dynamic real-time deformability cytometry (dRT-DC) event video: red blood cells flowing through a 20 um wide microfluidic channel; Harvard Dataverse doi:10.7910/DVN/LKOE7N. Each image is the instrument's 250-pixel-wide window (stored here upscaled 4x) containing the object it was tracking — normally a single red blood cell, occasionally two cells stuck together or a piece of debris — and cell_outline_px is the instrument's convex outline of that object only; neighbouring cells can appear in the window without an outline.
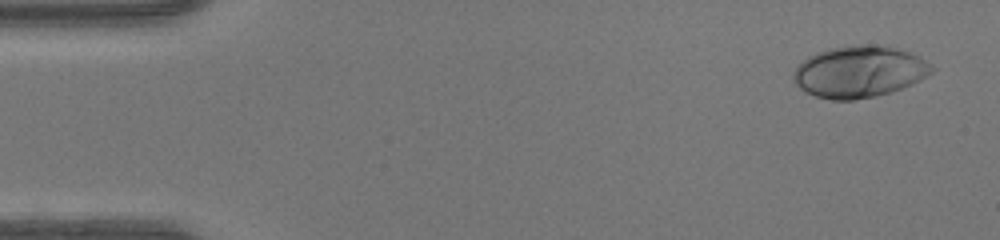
{"species": "human", "species_latin": "Homo sapiens", "temperature_condition": "warm", "stored_images_in_passage": 47, "camera_frame_rate_fps": 3000, "um_per_image_px": 0.085, "donor": {"sex": "female"}, "frame": {"image": 1, "passage_image": 2, "time_ms": 0.333, "image_size_px": [1000, 240], "cell_outline_px": [[936, 68], [932, 72], [920, 80], [912, 84], [892, 92], [876, 96], [856, 100], [832, 100], [816, 96], [804, 92], [792, 80], [792, 72], [808, 56], [828, 48], [868, 44], [872, 44], [896, 48], [920, 56]], "centroid_in_image_um": [73.04, 6.11], "position_along_channel_um": 12.0, "area_um2": 41.73}}
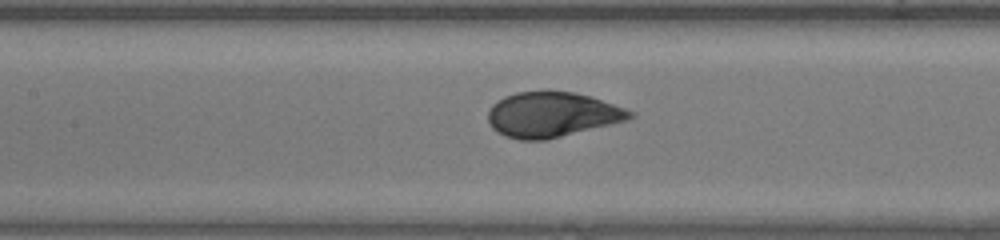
{"frame": {"image": 2, "passage_image": 21, "time_ms": 6.667, "image_size_px": [1000, 240], "cell_outline_px": [[636, 116], [628, 120], [548, 140], [520, 140], [504, 136], [496, 132], [488, 124], [488, 112], [492, 104], [504, 96], [516, 92], [572, 92], [588, 96], [636, 112]], "centroid_in_image_um": [46.9, 9.77], "position_along_channel_um": 160.5, "area_um2": 37.28}}
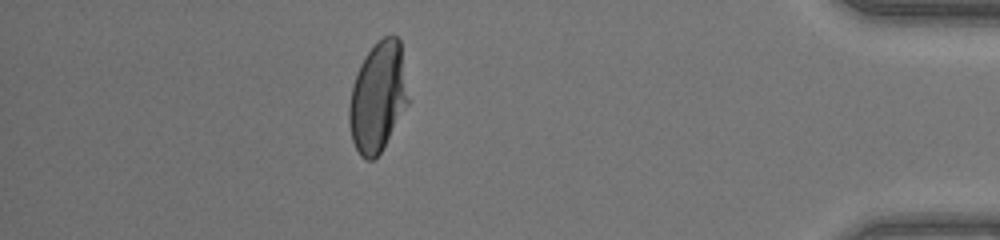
{"frame": {"image": 3, "passage_image": 41, "time_ms": 13.333, "image_size_px": [1000, 240], "cell_outline_px": [[408, 104], [380, 152], [372, 160], [364, 160], [360, 156], [352, 140], [348, 124], [348, 108], [352, 84], [356, 72], [360, 64], [368, 52], [384, 36], [396, 36], [400, 40], [408, 100]], "centroid_in_image_um": [32.08, 8.27], "position_along_channel_um": 403.1, "area_um2": 37.4}, "authors_computed_cell_mechanics": {"area_um2": 37.9746, "velocity_mm_per_s": 4.3681, "shape_relaxation_time_tau1_ms": 3.5672, "shape_relaxation_time_tau2_ms": null, "deformation_change_tau1": 0.2116, "deformation_change_tau2": null}}